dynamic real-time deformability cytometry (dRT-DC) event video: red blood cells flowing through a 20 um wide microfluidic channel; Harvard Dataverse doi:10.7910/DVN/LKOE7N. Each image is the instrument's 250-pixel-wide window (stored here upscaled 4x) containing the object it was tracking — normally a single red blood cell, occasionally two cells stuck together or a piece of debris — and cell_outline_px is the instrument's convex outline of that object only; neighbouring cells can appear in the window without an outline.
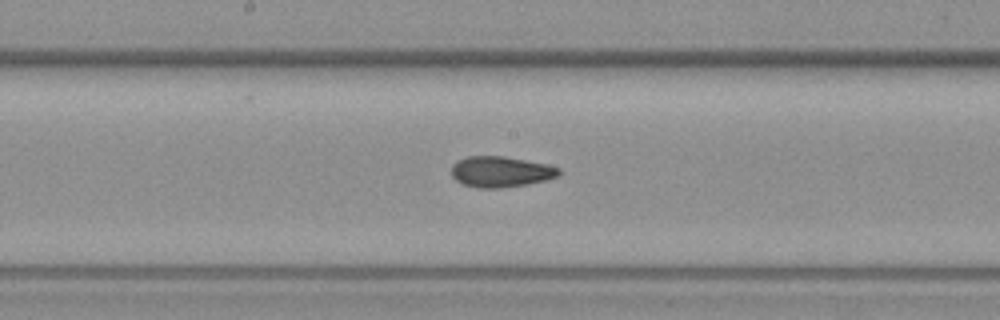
{"species": "common noctule bat (a hibernating species)", "species_latin": "Nyctalus noctula", "temperature_condition": "warm", "stored_images_in_passage": 8, "camera_frame_rate_fps": 3000, "um_per_image_px": 0.085, "animal": {"sex": "female", "body_mass_g": 19.3, "forearm_length_mm": 54.1}, "frame": {"image": 1, "passage_image": 8, "time_ms": 9.333, "image_size_px": [1000, 320], "cell_outline_px": [[560, 176], [528, 184], [500, 188], [476, 188], [460, 184], [452, 176], [452, 164], [456, 160], [468, 156], [504, 156], [544, 164], [560, 168]], "centroid_in_image_um": [42.51, 14.6], "position_along_channel_um": 205.7, "area_um2": 19.36}}